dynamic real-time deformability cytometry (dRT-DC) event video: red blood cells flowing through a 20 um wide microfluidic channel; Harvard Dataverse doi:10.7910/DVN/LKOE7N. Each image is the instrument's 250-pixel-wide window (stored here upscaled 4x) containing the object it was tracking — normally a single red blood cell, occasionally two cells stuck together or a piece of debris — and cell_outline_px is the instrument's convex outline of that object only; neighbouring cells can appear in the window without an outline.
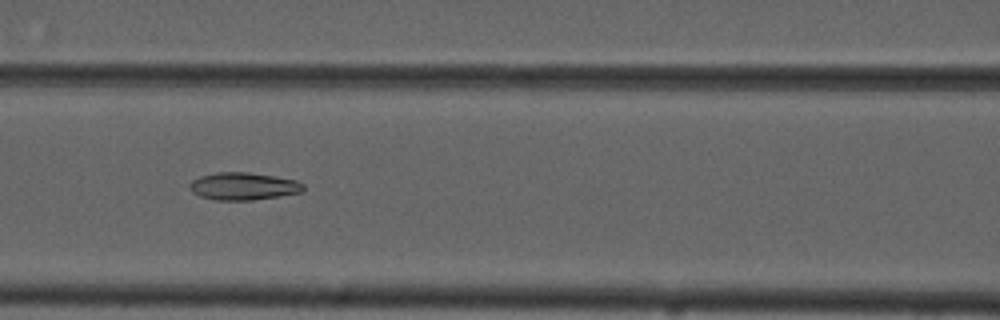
{"species": "common noctule bat (a hibernating species)", "species_latin": "Nyctalus noctula", "temperature_condition": "cold", "stored_images_in_passage": 6, "camera_frame_rate_fps": 3000, "um_per_image_px": 0.085, "animal": {"sex": "male", "forearm_length_mm": 52.5}, "frame": {"image": 1, "passage_image": 3, "time_ms": 2.333, "image_size_px": [1000, 320], "cell_outline_px": [[304, 192], [280, 196], [252, 200], [216, 200], [200, 196], [192, 192], [188, 184], [192, 180], [200, 176], [216, 172], [248, 172], [296, 180], [304, 184]], "centroid_in_image_um": [20.69, 15.83], "position_along_channel_um": 145.9, "area_um2": 18.26}}
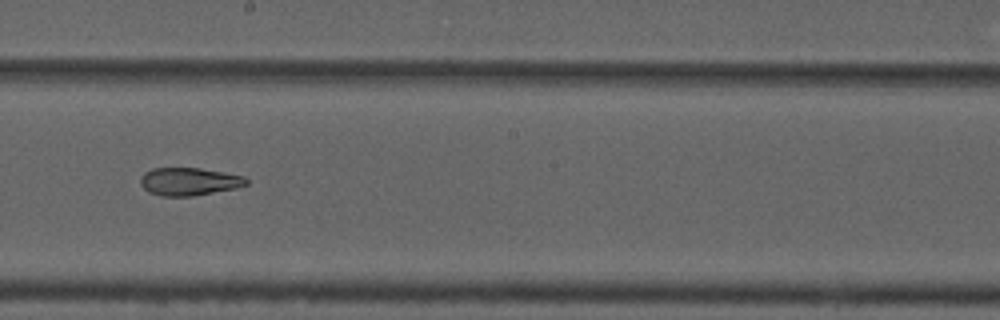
{"frame": {"image": 2, "passage_image": 5, "time_ms": 4.667, "image_size_px": [1000, 320], "cell_outline_px": [[248, 184], [236, 188], [192, 196], [160, 196], [148, 192], [140, 184], [140, 176], [144, 172], [152, 168], [200, 168], [224, 172], [244, 176], [248, 180]], "centroid_in_image_um": [16.05, 15.43], "position_along_channel_um": 232.2, "area_um2": 17.28}}
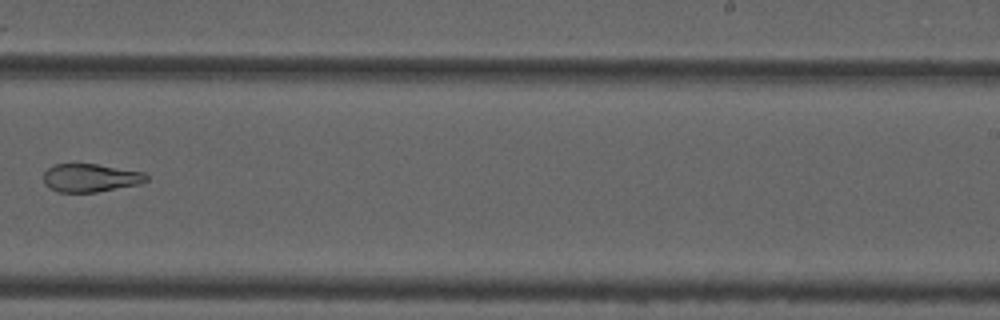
{"frame": {"image": 3, "passage_image": 6, "time_ms": 6.0, "image_size_px": [1000, 320], "cell_outline_px": [[148, 180], [140, 184], [96, 192], [56, 192], [44, 184], [44, 172], [52, 164], [96, 164], [144, 172], [148, 176]], "centroid_in_image_um": [7.68, 15.12], "position_along_channel_um": 281.3, "area_um2": 16.94}}